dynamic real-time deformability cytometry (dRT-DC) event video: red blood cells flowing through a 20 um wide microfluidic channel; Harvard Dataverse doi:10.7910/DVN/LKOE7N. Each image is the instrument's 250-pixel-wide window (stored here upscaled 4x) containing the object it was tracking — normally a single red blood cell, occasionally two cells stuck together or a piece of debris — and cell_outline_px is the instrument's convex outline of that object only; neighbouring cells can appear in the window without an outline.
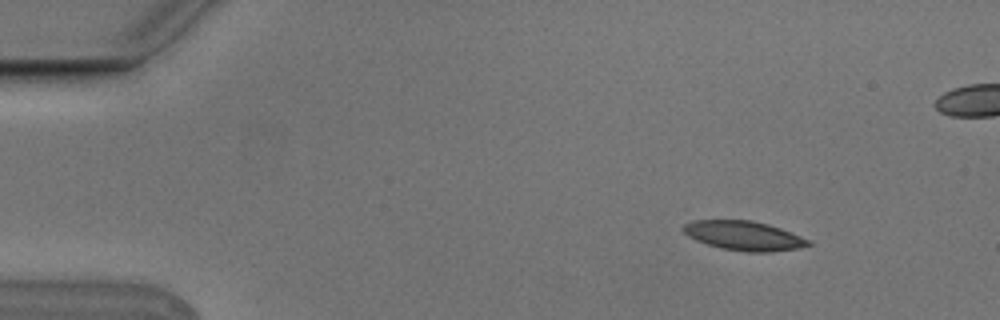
{"species": "Egyptian fruit bat (a non-hibernating species)", "species_latin": "Rousettus aegyptiacus", "temperature_condition": "cold", "stored_images_in_passage": 4, "camera_frame_rate_fps": 3000, "um_per_image_px": 0.085, "animal": {"sex": "male"}, "frame": {"image": 1, "passage_image": 2, "time_ms": 0.333, "image_size_px": [1000, 320], "cell_outline_px": [[812, 244], [800, 248], [772, 252], [748, 252], [720, 248], [696, 240], [688, 236], [680, 228], [684, 224], [692, 220], [752, 220], [768, 224], [780, 228], [812, 240]], "centroid_in_image_um": [63.25, 20.03], "position_along_channel_um": 21.8, "area_um2": 21.56}}